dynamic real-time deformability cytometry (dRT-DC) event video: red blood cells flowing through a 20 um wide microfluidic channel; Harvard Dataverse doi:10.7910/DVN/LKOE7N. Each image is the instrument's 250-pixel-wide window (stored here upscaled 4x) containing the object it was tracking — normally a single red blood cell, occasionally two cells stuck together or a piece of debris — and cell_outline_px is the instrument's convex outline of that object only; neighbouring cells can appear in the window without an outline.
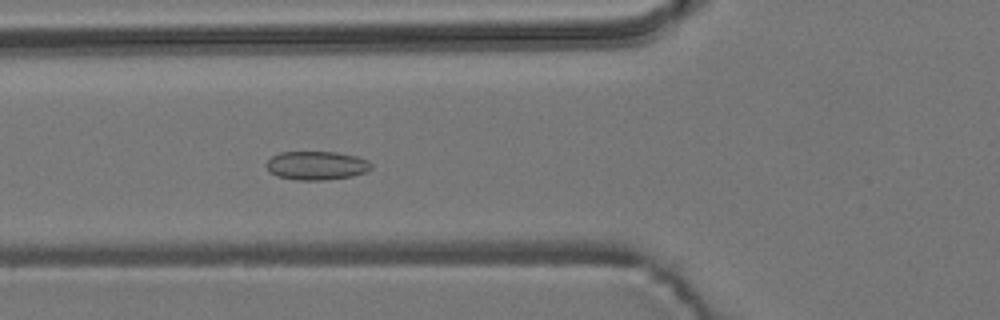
{"species": "common noctule bat (a hibernating species)", "species_latin": "Nyctalus noctula", "temperature_condition": "room temperature", "stored_images_in_passage": 6, "camera_frame_rate_fps": 3000, "um_per_image_px": 0.085, "animal": {"sex": "male", "body_mass_g": 19.2, "forearm_length_mm": 51.8}, "frame": {"image": 1, "passage_image": 6, "time_ms": 6.667, "image_size_px": [1000, 320], "cell_outline_px": [[372, 168], [364, 172], [352, 176], [324, 180], [296, 180], [276, 176], [264, 164], [272, 156], [280, 152], [336, 152], [356, 156], [368, 160], [372, 164]], "centroid_in_image_um": [26.9, 14.07], "position_along_channel_um": 98.9, "area_um2": 17.51}}